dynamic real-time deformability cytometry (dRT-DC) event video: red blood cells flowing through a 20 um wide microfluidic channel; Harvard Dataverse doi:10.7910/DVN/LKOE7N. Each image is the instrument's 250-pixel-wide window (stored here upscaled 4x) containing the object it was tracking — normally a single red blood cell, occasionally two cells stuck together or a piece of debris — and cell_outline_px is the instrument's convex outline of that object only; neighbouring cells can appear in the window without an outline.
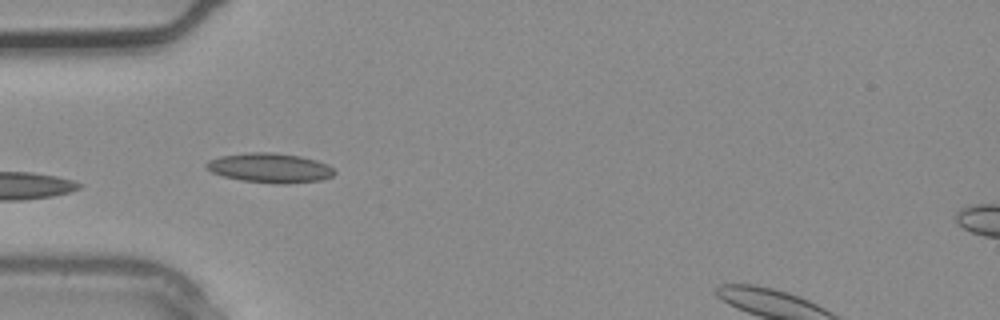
{"species": "common noctule bat (a hibernating species)", "species_latin": "Nyctalus noctula", "temperature_condition": "warm", "stored_images_in_passage": 3, "camera_frame_rate_fps": 3000, "um_per_image_px": 0.085, "animal": {"sex": "male", "body_mass_g": 20.4}, "frame": {"image": 1, "passage_image": 2, "time_ms": 0.333, "image_size_px": [1000, 320], "cell_outline_px": [[336, 172], [332, 176], [320, 180], [288, 184], [280, 184], [244, 180], [224, 176], [212, 172], [204, 168], [204, 164], [208, 160], [220, 156], [248, 152], [272, 152], [300, 156], [316, 160], [328, 164]], "centroid_in_image_um": [22.93, 14.26], "position_along_channel_um": 62.1, "area_um2": 22.08}}